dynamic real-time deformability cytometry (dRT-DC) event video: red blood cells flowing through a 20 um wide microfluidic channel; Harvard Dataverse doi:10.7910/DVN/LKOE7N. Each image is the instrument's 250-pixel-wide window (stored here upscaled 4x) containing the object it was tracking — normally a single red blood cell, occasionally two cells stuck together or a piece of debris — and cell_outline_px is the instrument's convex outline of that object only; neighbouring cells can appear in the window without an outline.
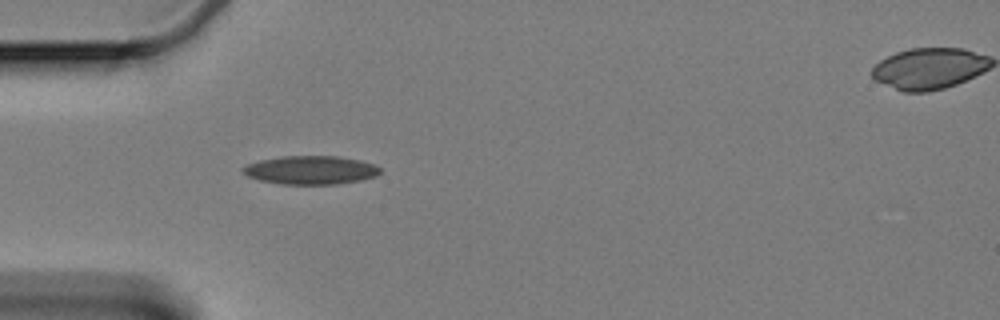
{"species": "Egyptian fruit bat (a non-hibernating species)", "species_latin": "Rousettus aegyptiacus", "temperature_condition": "cold", "stored_images_in_passage": 43, "camera_frame_rate_fps": 3000, "um_per_image_px": 0.085, "animal": {"sex": "female"}, "frame": {"image": 1, "passage_image": 1, "time_ms": 0.0, "image_size_px": [1000, 320], "cell_outline_px": [[380, 172], [376, 176], [360, 180], [332, 184], [280, 184], [260, 180], [248, 176], [240, 168], [248, 164], [260, 160], [280, 156], [340, 156], [360, 160], [376, 164], [380, 168]], "centroid_in_image_um": [26.42, 14.44], "position_along_channel_um": 58.6, "area_um2": 22.77}}
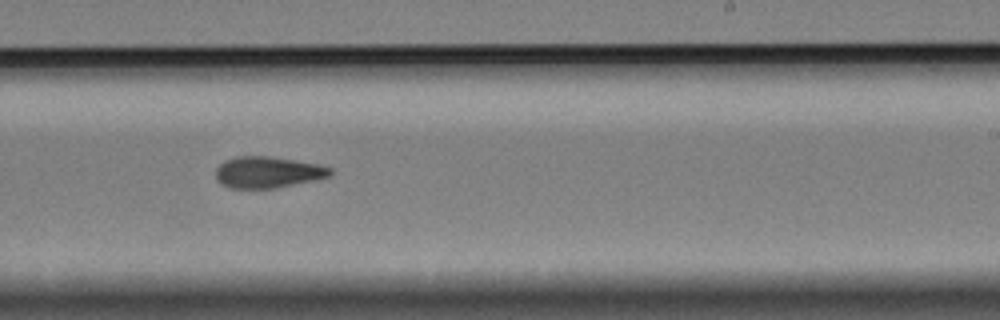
{"frame": {"image": 2, "passage_image": 20, "time_ms": 6.333, "image_size_px": [1000, 320], "cell_outline_px": [[332, 172], [328, 176], [312, 180], [276, 188], [232, 188], [224, 184], [216, 176], [216, 168], [224, 160], [236, 156], [268, 156], [320, 164], [332, 168]], "centroid_in_image_um": [22.76, 14.62], "position_along_channel_um": 266.2, "area_um2": 20.63}}
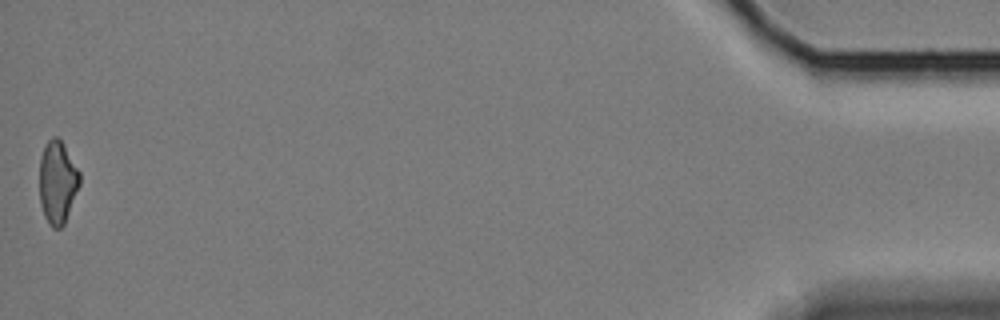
{"frame": {"image": 3, "passage_image": 43, "time_ms": 14.0, "image_size_px": [1000, 320], "cell_outline_px": [[80, 184], [64, 224], [60, 228], [52, 228], [48, 224], [44, 216], [40, 204], [40, 156], [44, 144], [52, 136], [56, 136], [60, 140], [80, 172]], "centroid_in_image_um": [4.87, 15.49], "position_along_channel_um": 430.3, "area_um2": 19.36}, "authors_computed_cell_mechanics": {"area_um2": 21.1548, "velocity_mm_per_s": 3.3244, "shape_relaxation_time_tau1_ms": 7.9969, "shape_relaxation_time_tau2_ms": 6.0708, "deformation_change_tau1": 0.1466, "deformation_change_tau2": 0.1272}}